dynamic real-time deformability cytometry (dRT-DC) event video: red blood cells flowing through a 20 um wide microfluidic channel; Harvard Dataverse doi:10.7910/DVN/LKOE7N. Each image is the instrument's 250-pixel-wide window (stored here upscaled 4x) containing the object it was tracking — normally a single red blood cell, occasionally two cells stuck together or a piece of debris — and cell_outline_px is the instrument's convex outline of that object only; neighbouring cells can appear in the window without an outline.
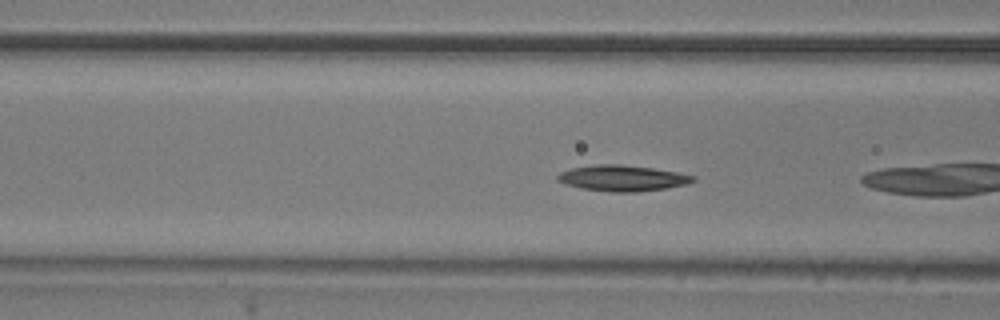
{"species": "common noctule bat (a hibernating species)", "species_latin": "Nyctalus noctula", "temperature_condition": "room temperature", "stored_images_in_passage": 8, "camera_frame_rate_fps": 3000, "um_per_image_px": 0.085, "animal": {"sex": "male", "body_mass_g": 20.5, "forearm_length_mm": 52.5}, "frame": {"image": 1, "passage_image": 4, "time_ms": 1.0, "image_size_px": [1000, 320], "cell_outline_px": [[696, 180], [688, 184], [664, 188], [636, 192], [612, 192], [580, 188], [564, 184], [556, 180], [556, 176], [560, 172], [572, 168], [596, 164], [620, 164], [652, 168], [676, 172], [696, 176]], "centroid_in_image_um": [52.88, 15.14], "position_along_channel_um": 113.7, "area_um2": 20.46}}